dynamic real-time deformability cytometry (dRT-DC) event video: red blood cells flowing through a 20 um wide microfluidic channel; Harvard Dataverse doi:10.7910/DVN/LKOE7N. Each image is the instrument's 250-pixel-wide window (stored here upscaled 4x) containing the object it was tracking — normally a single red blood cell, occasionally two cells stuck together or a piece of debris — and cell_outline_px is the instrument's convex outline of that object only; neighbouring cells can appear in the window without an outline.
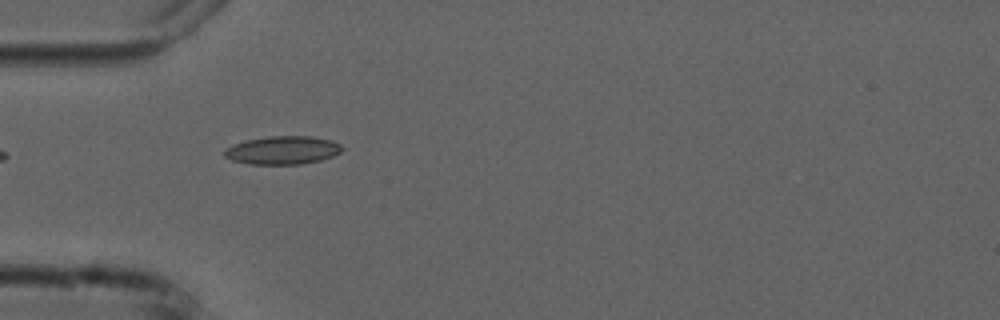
{"species": "common noctule bat (a hibernating species)", "species_latin": "Nyctalus noctula", "temperature_condition": "cold", "stored_images_in_passage": 6, "camera_frame_rate_fps": 3000, "um_per_image_px": 0.085, "animal": {"sex": "male", "forearm_length_mm": 52.5}, "frame": {"image": 1, "passage_image": 5, "time_ms": 4.667, "image_size_px": [1000, 320], "cell_outline_px": [[344, 148], [340, 152], [332, 156], [320, 160], [300, 164], [252, 164], [232, 160], [224, 156], [224, 148], [232, 144], [248, 140], [268, 136], [312, 136], [332, 140], [340, 144]], "centroid_in_image_um": [24.02, 12.76], "position_along_channel_um": 61.0, "area_um2": 19.36}}
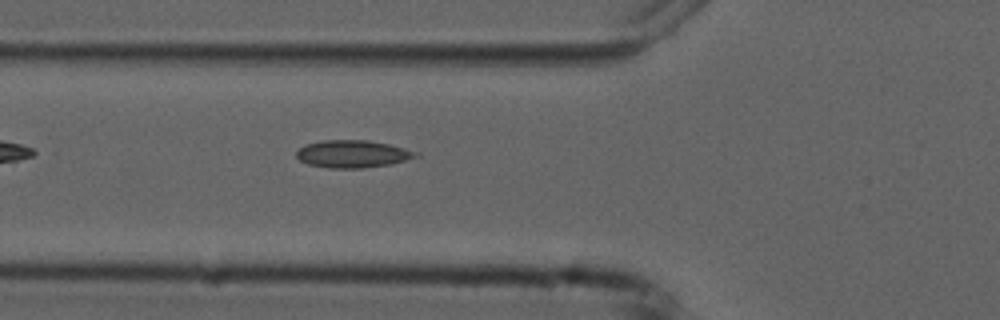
{"frame": {"image": 2, "passage_image": 6, "time_ms": 5.667, "image_size_px": [1000, 320], "cell_outline_px": [[420, 156], [392, 164], [364, 168], [328, 168], [308, 164], [300, 160], [296, 156], [296, 152], [304, 144], [324, 140], [368, 140], [388, 144], [420, 152]], "centroid_in_image_um": [29.99, 13.09], "position_along_channel_um": 95.8, "area_um2": 19.25}}